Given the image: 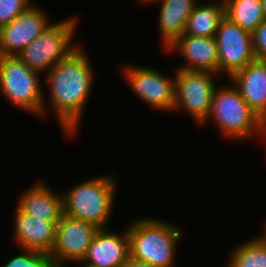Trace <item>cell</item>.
I'll return each mask as SVG.
<instances>
[{"instance_id": "17", "label": "cell", "mask_w": 266, "mask_h": 267, "mask_svg": "<svg viewBox=\"0 0 266 267\" xmlns=\"http://www.w3.org/2000/svg\"><path fill=\"white\" fill-rule=\"evenodd\" d=\"M158 27L163 47H169L185 30L187 18L192 13L196 0H161Z\"/></svg>"}, {"instance_id": "2", "label": "cell", "mask_w": 266, "mask_h": 267, "mask_svg": "<svg viewBox=\"0 0 266 267\" xmlns=\"http://www.w3.org/2000/svg\"><path fill=\"white\" fill-rule=\"evenodd\" d=\"M129 256L156 267H174L176 246L181 231L172 223L154 219H137L127 227Z\"/></svg>"}, {"instance_id": "4", "label": "cell", "mask_w": 266, "mask_h": 267, "mask_svg": "<svg viewBox=\"0 0 266 267\" xmlns=\"http://www.w3.org/2000/svg\"><path fill=\"white\" fill-rule=\"evenodd\" d=\"M213 119L221 134L228 139L249 140L261 136V118L243 100L234 86L216 87L206 121ZM258 133V134H257Z\"/></svg>"}, {"instance_id": "18", "label": "cell", "mask_w": 266, "mask_h": 267, "mask_svg": "<svg viewBox=\"0 0 266 267\" xmlns=\"http://www.w3.org/2000/svg\"><path fill=\"white\" fill-rule=\"evenodd\" d=\"M224 17V2H197L192 13L187 18L183 34L214 37L216 35L217 28Z\"/></svg>"}, {"instance_id": "20", "label": "cell", "mask_w": 266, "mask_h": 267, "mask_svg": "<svg viewBox=\"0 0 266 267\" xmlns=\"http://www.w3.org/2000/svg\"><path fill=\"white\" fill-rule=\"evenodd\" d=\"M227 267H266V234L234 248Z\"/></svg>"}, {"instance_id": "27", "label": "cell", "mask_w": 266, "mask_h": 267, "mask_svg": "<svg viewBox=\"0 0 266 267\" xmlns=\"http://www.w3.org/2000/svg\"><path fill=\"white\" fill-rule=\"evenodd\" d=\"M158 1H161V0H140V2L142 3V2H146V3H155V2H158Z\"/></svg>"}, {"instance_id": "29", "label": "cell", "mask_w": 266, "mask_h": 267, "mask_svg": "<svg viewBox=\"0 0 266 267\" xmlns=\"http://www.w3.org/2000/svg\"><path fill=\"white\" fill-rule=\"evenodd\" d=\"M263 232L266 234V224L264 225V231Z\"/></svg>"}, {"instance_id": "7", "label": "cell", "mask_w": 266, "mask_h": 267, "mask_svg": "<svg viewBox=\"0 0 266 267\" xmlns=\"http://www.w3.org/2000/svg\"><path fill=\"white\" fill-rule=\"evenodd\" d=\"M216 73L178 69L175 72L174 110L186 111L196 124H202L211 109Z\"/></svg>"}, {"instance_id": "15", "label": "cell", "mask_w": 266, "mask_h": 267, "mask_svg": "<svg viewBox=\"0 0 266 267\" xmlns=\"http://www.w3.org/2000/svg\"><path fill=\"white\" fill-rule=\"evenodd\" d=\"M230 80L262 120L266 116V60L255 59L234 73Z\"/></svg>"}, {"instance_id": "21", "label": "cell", "mask_w": 266, "mask_h": 267, "mask_svg": "<svg viewBox=\"0 0 266 267\" xmlns=\"http://www.w3.org/2000/svg\"><path fill=\"white\" fill-rule=\"evenodd\" d=\"M21 254L7 261L3 267H55L50 254L23 249Z\"/></svg>"}, {"instance_id": "24", "label": "cell", "mask_w": 266, "mask_h": 267, "mask_svg": "<svg viewBox=\"0 0 266 267\" xmlns=\"http://www.w3.org/2000/svg\"><path fill=\"white\" fill-rule=\"evenodd\" d=\"M121 267H156V266L149 265L143 261L136 260L129 256L127 260L121 265Z\"/></svg>"}, {"instance_id": "8", "label": "cell", "mask_w": 266, "mask_h": 267, "mask_svg": "<svg viewBox=\"0 0 266 267\" xmlns=\"http://www.w3.org/2000/svg\"><path fill=\"white\" fill-rule=\"evenodd\" d=\"M215 38L218 47V74L225 72L230 78L256 59L251 33L226 16L220 22Z\"/></svg>"}, {"instance_id": "1", "label": "cell", "mask_w": 266, "mask_h": 267, "mask_svg": "<svg viewBox=\"0 0 266 267\" xmlns=\"http://www.w3.org/2000/svg\"><path fill=\"white\" fill-rule=\"evenodd\" d=\"M83 49L82 45L79 46L48 72H44L47 74L45 79L50 89V99L48 103H43V116L50 106L68 137L78 131L94 83V70Z\"/></svg>"}, {"instance_id": "28", "label": "cell", "mask_w": 266, "mask_h": 267, "mask_svg": "<svg viewBox=\"0 0 266 267\" xmlns=\"http://www.w3.org/2000/svg\"><path fill=\"white\" fill-rule=\"evenodd\" d=\"M80 265H82L81 267H91V266H89V265H86V264L83 266V264H82V263H81ZM61 267H64V266H61Z\"/></svg>"}, {"instance_id": "26", "label": "cell", "mask_w": 266, "mask_h": 267, "mask_svg": "<svg viewBox=\"0 0 266 267\" xmlns=\"http://www.w3.org/2000/svg\"><path fill=\"white\" fill-rule=\"evenodd\" d=\"M262 5H263L264 16H265V19H266V0H262Z\"/></svg>"}, {"instance_id": "13", "label": "cell", "mask_w": 266, "mask_h": 267, "mask_svg": "<svg viewBox=\"0 0 266 267\" xmlns=\"http://www.w3.org/2000/svg\"><path fill=\"white\" fill-rule=\"evenodd\" d=\"M186 60L178 69L206 71L218 74V47L215 36L185 35L178 37L169 47Z\"/></svg>"}, {"instance_id": "9", "label": "cell", "mask_w": 266, "mask_h": 267, "mask_svg": "<svg viewBox=\"0 0 266 267\" xmlns=\"http://www.w3.org/2000/svg\"><path fill=\"white\" fill-rule=\"evenodd\" d=\"M99 229L91 222L63 214L56 225L55 245L50 254L54 266L61 267L71 261L82 262Z\"/></svg>"}, {"instance_id": "12", "label": "cell", "mask_w": 266, "mask_h": 267, "mask_svg": "<svg viewBox=\"0 0 266 267\" xmlns=\"http://www.w3.org/2000/svg\"><path fill=\"white\" fill-rule=\"evenodd\" d=\"M129 257V235L126 230L120 235L100 228L82 260L91 267H121Z\"/></svg>"}, {"instance_id": "23", "label": "cell", "mask_w": 266, "mask_h": 267, "mask_svg": "<svg viewBox=\"0 0 266 267\" xmlns=\"http://www.w3.org/2000/svg\"><path fill=\"white\" fill-rule=\"evenodd\" d=\"M256 59L266 60V19L251 33Z\"/></svg>"}, {"instance_id": "22", "label": "cell", "mask_w": 266, "mask_h": 267, "mask_svg": "<svg viewBox=\"0 0 266 267\" xmlns=\"http://www.w3.org/2000/svg\"><path fill=\"white\" fill-rule=\"evenodd\" d=\"M31 0H0V28L12 22L29 6Z\"/></svg>"}, {"instance_id": "3", "label": "cell", "mask_w": 266, "mask_h": 267, "mask_svg": "<svg viewBox=\"0 0 266 267\" xmlns=\"http://www.w3.org/2000/svg\"><path fill=\"white\" fill-rule=\"evenodd\" d=\"M112 175L87 179L66 191L63 195L64 214L91 222L98 228H108L117 190Z\"/></svg>"}, {"instance_id": "19", "label": "cell", "mask_w": 266, "mask_h": 267, "mask_svg": "<svg viewBox=\"0 0 266 267\" xmlns=\"http://www.w3.org/2000/svg\"><path fill=\"white\" fill-rule=\"evenodd\" d=\"M225 16L252 33L265 20L262 0H225Z\"/></svg>"}, {"instance_id": "25", "label": "cell", "mask_w": 266, "mask_h": 267, "mask_svg": "<svg viewBox=\"0 0 266 267\" xmlns=\"http://www.w3.org/2000/svg\"><path fill=\"white\" fill-rule=\"evenodd\" d=\"M261 137L266 142V116L261 120Z\"/></svg>"}, {"instance_id": "10", "label": "cell", "mask_w": 266, "mask_h": 267, "mask_svg": "<svg viewBox=\"0 0 266 267\" xmlns=\"http://www.w3.org/2000/svg\"><path fill=\"white\" fill-rule=\"evenodd\" d=\"M161 72L142 66L123 67L125 80L140 99L157 110L173 111L175 76L170 80Z\"/></svg>"}, {"instance_id": "16", "label": "cell", "mask_w": 266, "mask_h": 267, "mask_svg": "<svg viewBox=\"0 0 266 267\" xmlns=\"http://www.w3.org/2000/svg\"><path fill=\"white\" fill-rule=\"evenodd\" d=\"M17 207L24 213L52 223H59L63 214V194L53 192L41 181L21 193Z\"/></svg>"}, {"instance_id": "11", "label": "cell", "mask_w": 266, "mask_h": 267, "mask_svg": "<svg viewBox=\"0 0 266 267\" xmlns=\"http://www.w3.org/2000/svg\"><path fill=\"white\" fill-rule=\"evenodd\" d=\"M38 6H29L12 22L0 28V56H17L52 23ZM49 21V22H48Z\"/></svg>"}, {"instance_id": "6", "label": "cell", "mask_w": 266, "mask_h": 267, "mask_svg": "<svg viewBox=\"0 0 266 267\" xmlns=\"http://www.w3.org/2000/svg\"><path fill=\"white\" fill-rule=\"evenodd\" d=\"M0 91L14 106L43 117L45 99L39 72L18 56H0Z\"/></svg>"}, {"instance_id": "14", "label": "cell", "mask_w": 266, "mask_h": 267, "mask_svg": "<svg viewBox=\"0 0 266 267\" xmlns=\"http://www.w3.org/2000/svg\"><path fill=\"white\" fill-rule=\"evenodd\" d=\"M15 242L22 249L51 254L56 239V225L43 218L34 217L22 212L17 206L15 210Z\"/></svg>"}, {"instance_id": "5", "label": "cell", "mask_w": 266, "mask_h": 267, "mask_svg": "<svg viewBox=\"0 0 266 267\" xmlns=\"http://www.w3.org/2000/svg\"><path fill=\"white\" fill-rule=\"evenodd\" d=\"M77 24L76 15L52 23L17 56L30 69L39 73L48 72L80 46V44H72Z\"/></svg>"}]
</instances>
